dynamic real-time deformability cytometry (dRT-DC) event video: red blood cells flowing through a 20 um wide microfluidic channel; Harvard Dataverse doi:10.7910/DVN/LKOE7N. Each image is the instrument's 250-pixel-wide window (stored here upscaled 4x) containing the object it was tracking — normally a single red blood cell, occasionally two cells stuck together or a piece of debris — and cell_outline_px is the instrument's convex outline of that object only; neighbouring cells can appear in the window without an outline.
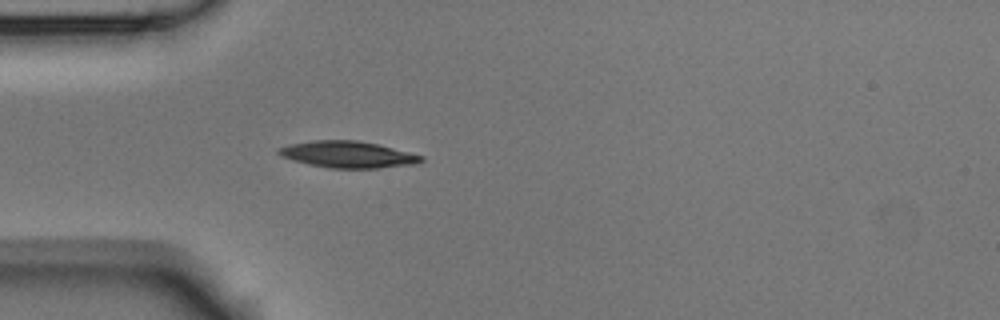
{"species": "Egyptian fruit bat (a non-hibernating species)", "species_latin": "Rousettus aegyptiacus", "temperature_condition": "room temperature", "stored_images_in_passage": 4, "camera_frame_rate_fps": 3000, "um_per_image_px": 0.085, "animal": {"sex": "male"}, "frame": {"image": 1, "passage_image": 4, "time_ms": 1.0, "image_size_px": [1000, 320], "cell_outline_px": [[424, 160], [416, 164], [380, 168], [328, 168], [308, 164], [292, 160], [280, 156], [276, 152], [276, 148], [288, 144], [312, 140], [356, 140], [376, 144], [424, 156]], "centroid_in_image_um": [29.51, 13.13], "position_along_channel_um": 55.5, "area_um2": 22.2}}